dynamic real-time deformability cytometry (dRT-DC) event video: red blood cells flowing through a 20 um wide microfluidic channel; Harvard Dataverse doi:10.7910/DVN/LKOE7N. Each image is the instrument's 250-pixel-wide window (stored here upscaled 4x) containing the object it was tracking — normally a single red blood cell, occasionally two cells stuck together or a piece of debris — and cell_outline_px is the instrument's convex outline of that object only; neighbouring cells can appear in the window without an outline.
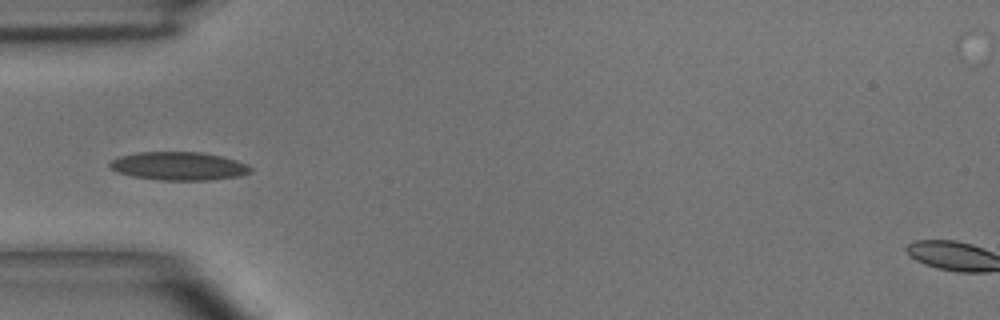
{"species": "common noctule bat (a hibernating species)", "species_latin": "Nyctalus noctula", "temperature_condition": "room temperature", "stored_images_in_passage": 36, "camera_frame_rate_fps": 3000, "um_per_image_px": 0.085, "animal": {"sex": "male", "body_mass_g": 15.6}, "frame": {"image": 1, "passage_image": 1, "time_ms": 0.0, "image_size_px": [1000, 320], "cell_outline_px": [[252, 172], [240, 176], [208, 180], [160, 180], [132, 176], [120, 172], [112, 168], [108, 164], [112, 160], [120, 156], [136, 152], [200, 152], [224, 156], [248, 164], [252, 168]], "centroid_in_image_um": [15.25, 14.11], "position_along_channel_um": 69.8, "area_um2": 23.24}}
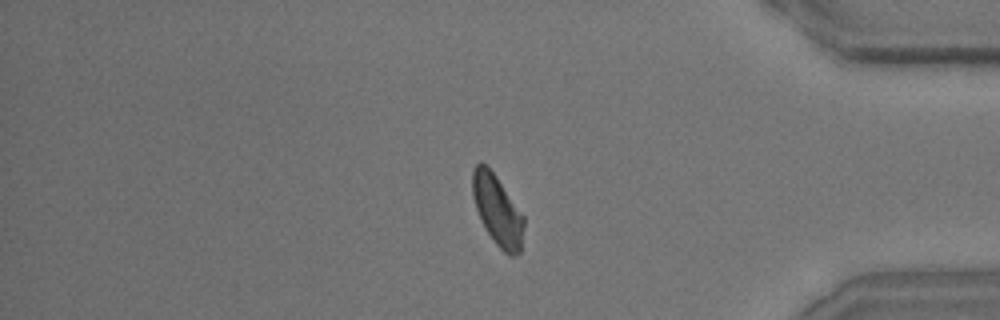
{"frame": {"image": 2, "passage_image": 28, "time_ms": 9.0, "image_size_px": [1000, 320], "cell_outline_px": [[524, 224], [520, 252], [516, 256], [508, 256], [496, 244], [480, 220], [472, 196], [472, 172], [476, 164], [480, 160], [496, 176], [524, 216]], "centroid_in_image_um": [42.27, 17.88], "position_along_channel_um": 392.9, "area_um2": 20.92}}
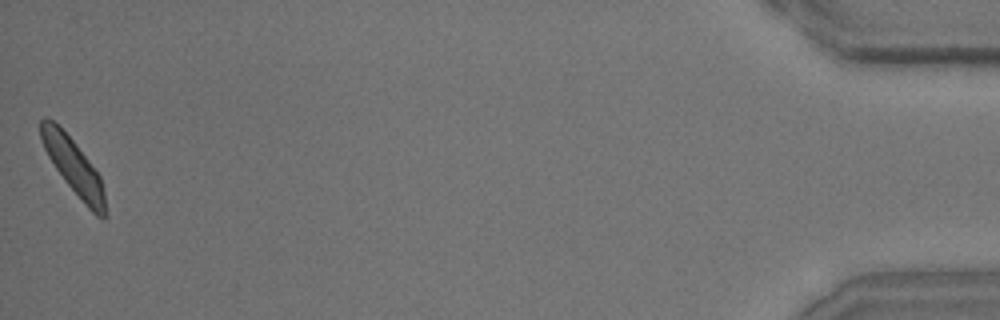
{"frame": {"image": 3, "passage_image": 36, "time_ms": 11.667, "image_size_px": [1000, 320], "cell_outline_px": [[108, 216], [104, 220], [96, 216], [84, 204], [64, 180], [48, 156], [40, 140], [40, 120], [44, 116], [52, 120], [76, 144], [100, 176], [104, 192]], "centroid_in_image_um": [6.27, 14.21], "position_along_channel_um": 428.9, "area_um2": 20.75}, "authors_computed_cell_mechanics": {"area_um2": 21.1548, "velocity_mm_per_s": 3.8767, "shape_relaxation_time_tau1_ms": 3.9361, "shape_relaxation_time_tau2_ms": 1.9207, "deformation_change_tau1": 0.1167, "deformation_change_tau2": 0.076}}